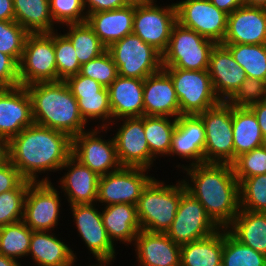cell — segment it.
I'll list each match as a JSON object with an SVG mask.
<instances>
[{
    "label": "cell",
    "instance_id": "cell-1",
    "mask_svg": "<svg viewBox=\"0 0 266 266\" xmlns=\"http://www.w3.org/2000/svg\"><path fill=\"white\" fill-rule=\"evenodd\" d=\"M9 161L32 182H51L49 172L59 171L72 155V138L36 123L8 141ZM47 175L39 179V175ZM39 174V175H38Z\"/></svg>",
    "mask_w": 266,
    "mask_h": 266
},
{
    "label": "cell",
    "instance_id": "cell-2",
    "mask_svg": "<svg viewBox=\"0 0 266 266\" xmlns=\"http://www.w3.org/2000/svg\"><path fill=\"white\" fill-rule=\"evenodd\" d=\"M181 171L186 174L182 181L187 192L219 228H227L240 210L239 182L232 164L204 162Z\"/></svg>",
    "mask_w": 266,
    "mask_h": 266
},
{
    "label": "cell",
    "instance_id": "cell-3",
    "mask_svg": "<svg viewBox=\"0 0 266 266\" xmlns=\"http://www.w3.org/2000/svg\"><path fill=\"white\" fill-rule=\"evenodd\" d=\"M32 104L34 123L68 134L87 131L78 102L64 80L25 86Z\"/></svg>",
    "mask_w": 266,
    "mask_h": 266
},
{
    "label": "cell",
    "instance_id": "cell-4",
    "mask_svg": "<svg viewBox=\"0 0 266 266\" xmlns=\"http://www.w3.org/2000/svg\"><path fill=\"white\" fill-rule=\"evenodd\" d=\"M166 184L155 177L143 189L136 204L141 230L166 233L170 228L181 199L187 191L182 180Z\"/></svg>",
    "mask_w": 266,
    "mask_h": 266
},
{
    "label": "cell",
    "instance_id": "cell-5",
    "mask_svg": "<svg viewBox=\"0 0 266 266\" xmlns=\"http://www.w3.org/2000/svg\"><path fill=\"white\" fill-rule=\"evenodd\" d=\"M215 42L176 22L166 51L162 54L163 68L208 70L209 56Z\"/></svg>",
    "mask_w": 266,
    "mask_h": 266
},
{
    "label": "cell",
    "instance_id": "cell-6",
    "mask_svg": "<svg viewBox=\"0 0 266 266\" xmlns=\"http://www.w3.org/2000/svg\"><path fill=\"white\" fill-rule=\"evenodd\" d=\"M171 77L180 105V115H199L221 101L208 70L163 68Z\"/></svg>",
    "mask_w": 266,
    "mask_h": 266
},
{
    "label": "cell",
    "instance_id": "cell-7",
    "mask_svg": "<svg viewBox=\"0 0 266 266\" xmlns=\"http://www.w3.org/2000/svg\"><path fill=\"white\" fill-rule=\"evenodd\" d=\"M107 50L118 68V75L123 77L144 80L163 68L162 54L134 33L115 41Z\"/></svg>",
    "mask_w": 266,
    "mask_h": 266
},
{
    "label": "cell",
    "instance_id": "cell-8",
    "mask_svg": "<svg viewBox=\"0 0 266 266\" xmlns=\"http://www.w3.org/2000/svg\"><path fill=\"white\" fill-rule=\"evenodd\" d=\"M57 81L54 31L30 33L19 62L20 86Z\"/></svg>",
    "mask_w": 266,
    "mask_h": 266
},
{
    "label": "cell",
    "instance_id": "cell-9",
    "mask_svg": "<svg viewBox=\"0 0 266 266\" xmlns=\"http://www.w3.org/2000/svg\"><path fill=\"white\" fill-rule=\"evenodd\" d=\"M68 206H70L69 210H71L78 237H81L83 244L89 250V255L92 254L96 259L95 262L100 265L113 264L118 252L107 235L99 205L92 203Z\"/></svg>",
    "mask_w": 266,
    "mask_h": 266
},
{
    "label": "cell",
    "instance_id": "cell-10",
    "mask_svg": "<svg viewBox=\"0 0 266 266\" xmlns=\"http://www.w3.org/2000/svg\"><path fill=\"white\" fill-rule=\"evenodd\" d=\"M198 116L205 128L204 162L232 163L234 161L232 105L221 101Z\"/></svg>",
    "mask_w": 266,
    "mask_h": 266
},
{
    "label": "cell",
    "instance_id": "cell-11",
    "mask_svg": "<svg viewBox=\"0 0 266 266\" xmlns=\"http://www.w3.org/2000/svg\"><path fill=\"white\" fill-rule=\"evenodd\" d=\"M91 127L72 138V155L98 176L119 170L122 166L117 157L115 141L113 137L105 139L108 128Z\"/></svg>",
    "mask_w": 266,
    "mask_h": 266
},
{
    "label": "cell",
    "instance_id": "cell-12",
    "mask_svg": "<svg viewBox=\"0 0 266 266\" xmlns=\"http://www.w3.org/2000/svg\"><path fill=\"white\" fill-rule=\"evenodd\" d=\"M150 174V169L146 168L121 167L100 176L96 203L103 207L123 203L136 205L143 189L154 178Z\"/></svg>",
    "mask_w": 266,
    "mask_h": 266
},
{
    "label": "cell",
    "instance_id": "cell-13",
    "mask_svg": "<svg viewBox=\"0 0 266 266\" xmlns=\"http://www.w3.org/2000/svg\"><path fill=\"white\" fill-rule=\"evenodd\" d=\"M56 186L52 182H32L29 185L22 221L32 231H54L58 228L62 198Z\"/></svg>",
    "mask_w": 266,
    "mask_h": 266
},
{
    "label": "cell",
    "instance_id": "cell-14",
    "mask_svg": "<svg viewBox=\"0 0 266 266\" xmlns=\"http://www.w3.org/2000/svg\"><path fill=\"white\" fill-rule=\"evenodd\" d=\"M113 125L118 127L113 139L120 165L122 167H140L152 170L156 160L151 156L145 137L144 115L112 121L107 127L109 132L112 131Z\"/></svg>",
    "mask_w": 266,
    "mask_h": 266
},
{
    "label": "cell",
    "instance_id": "cell-15",
    "mask_svg": "<svg viewBox=\"0 0 266 266\" xmlns=\"http://www.w3.org/2000/svg\"><path fill=\"white\" fill-rule=\"evenodd\" d=\"M176 22L175 2L167 6L161 4L135 6L132 33L163 54L168 47L171 31Z\"/></svg>",
    "mask_w": 266,
    "mask_h": 266
},
{
    "label": "cell",
    "instance_id": "cell-16",
    "mask_svg": "<svg viewBox=\"0 0 266 266\" xmlns=\"http://www.w3.org/2000/svg\"><path fill=\"white\" fill-rule=\"evenodd\" d=\"M220 228L207 215L204 206L187 191L181 196L167 236L177 245L204 239Z\"/></svg>",
    "mask_w": 266,
    "mask_h": 266
},
{
    "label": "cell",
    "instance_id": "cell-17",
    "mask_svg": "<svg viewBox=\"0 0 266 266\" xmlns=\"http://www.w3.org/2000/svg\"><path fill=\"white\" fill-rule=\"evenodd\" d=\"M175 4L178 23L216 44L223 42L227 32L228 14L209 0H177Z\"/></svg>",
    "mask_w": 266,
    "mask_h": 266
},
{
    "label": "cell",
    "instance_id": "cell-18",
    "mask_svg": "<svg viewBox=\"0 0 266 266\" xmlns=\"http://www.w3.org/2000/svg\"><path fill=\"white\" fill-rule=\"evenodd\" d=\"M206 136L202 119L198 115H180L172 136V145L168 157H179L187 163L176 165L184 169L192 165L204 163ZM188 160V161H187Z\"/></svg>",
    "mask_w": 266,
    "mask_h": 266
},
{
    "label": "cell",
    "instance_id": "cell-19",
    "mask_svg": "<svg viewBox=\"0 0 266 266\" xmlns=\"http://www.w3.org/2000/svg\"><path fill=\"white\" fill-rule=\"evenodd\" d=\"M33 123L31 98L26 87L0 88V137L9 141Z\"/></svg>",
    "mask_w": 266,
    "mask_h": 266
},
{
    "label": "cell",
    "instance_id": "cell-20",
    "mask_svg": "<svg viewBox=\"0 0 266 266\" xmlns=\"http://www.w3.org/2000/svg\"><path fill=\"white\" fill-rule=\"evenodd\" d=\"M63 170L67 172H63ZM63 176L57 181L60 192L64 193L69 205L92 204L97 202L99 177L73 155L60 168ZM60 184V185H59Z\"/></svg>",
    "mask_w": 266,
    "mask_h": 266
},
{
    "label": "cell",
    "instance_id": "cell-21",
    "mask_svg": "<svg viewBox=\"0 0 266 266\" xmlns=\"http://www.w3.org/2000/svg\"><path fill=\"white\" fill-rule=\"evenodd\" d=\"M221 44H266V9L243 5L230 13Z\"/></svg>",
    "mask_w": 266,
    "mask_h": 266
},
{
    "label": "cell",
    "instance_id": "cell-22",
    "mask_svg": "<svg viewBox=\"0 0 266 266\" xmlns=\"http://www.w3.org/2000/svg\"><path fill=\"white\" fill-rule=\"evenodd\" d=\"M208 73L217 97L227 102L247 78L243 68L221 43L215 44L209 56Z\"/></svg>",
    "mask_w": 266,
    "mask_h": 266
},
{
    "label": "cell",
    "instance_id": "cell-23",
    "mask_svg": "<svg viewBox=\"0 0 266 266\" xmlns=\"http://www.w3.org/2000/svg\"><path fill=\"white\" fill-rule=\"evenodd\" d=\"M144 115L178 118L180 105L173 81L162 68L144 79Z\"/></svg>",
    "mask_w": 266,
    "mask_h": 266
},
{
    "label": "cell",
    "instance_id": "cell-24",
    "mask_svg": "<svg viewBox=\"0 0 266 266\" xmlns=\"http://www.w3.org/2000/svg\"><path fill=\"white\" fill-rule=\"evenodd\" d=\"M133 246L138 266H180L181 246L166 233L140 230Z\"/></svg>",
    "mask_w": 266,
    "mask_h": 266
},
{
    "label": "cell",
    "instance_id": "cell-25",
    "mask_svg": "<svg viewBox=\"0 0 266 266\" xmlns=\"http://www.w3.org/2000/svg\"><path fill=\"white\" fill-rule=\"evenodd\" d=\"M55 234L52 231H32L28 257H32L35 266L76 265L77 253Z\"/></svg>",
    "mask_w": 266,
    "mask_h": 266
},
{
    "label": "cell",
    "instance_id": "cell-26",
    "mask_svg": "<svg viewBox=\"0 0 266 266\" xmlns=\"http://www.w3.org/2000/svg\"><path fill=\"white\" fill-rule=\"evenodd\" d=\"M107 89L112 121L144 115V80L118 75Z\"/></svg>",
    "mask_w": 266,
    "mask_h": 266
},
{
    "label": "cell",
    "instance_id": "cell-27",
    "mask_svg": "<svg viewBox=\"0 0 266 266\" xmlns=\"http://www.w3.org/2000/svg\"><path fill=\"white\" fill-rule=\"evenodd\" d=\"M101 215L107 235L115 246L118 241L125 246L133 245L141 230L136 205H107L101 207Z\"/></svg>",
    "mask_w": 266,
    "mask_h": 266
},
{
    "label": "cell",
    "instance_id": "cell-28",
    "mask_svg": "<svg viewBox=\"0 0 266 266\" xmlns=\"http://www.w3.org/2000/svg\"><path fill=\"white\" fill-rule=\"evenodd\" d=\"M135 6L91 13L86 22L92 27L100 41L108 48L115 41L132 33Z\"/></svg>",
    "mask_w": 266,
    "mask_h": 266
},
{
    "label": "cell",
    "instance_id": "cell-29",
    "mask_svg": "<svg viewBox=\"0 0 266 266\" xmlns=\"http://www.w3.org/2000/svg\"><path fill=\"white\" fill-rule=\"evenodd\" d=\"M234 160L239 155L266 144L259 123L249 107L232 106Z\"/></svg>",
    "mask_w": 266,
    "mask_h": 266
},
{
    "label": "cell",
    "instance_id": "cell-30",
    "mask_svg": "<svg viewBox=\"0 0 266 266\" xmlns=\"http://www.w3.org/2000/svg\"><path fill=\"white\" fill-rule=\"evenodd\" d=\"M227 230L242 244L266 255V212L240 209Z\"/></svg>",
    "mask_w": 266,
    "mask_h": 266
},
{
    "label": "cell",
    "instance_id": "cell-31",
    "mask_svg": "<svg viewBox=\"0 0 266 266\" xmlns=\"http://www.w3.org/2000/svg\"><path fill=\"white\" fill-rule=\"evenodd\" d=\"M223 228L197 241L181 245L180 266H222Z\"/></svg>",
    "mask_w": 266,
    "mask_h": 266
},
{
    "label": "cell",
    "instance_id": "cell-32",
    "mask_svg": "<svg viewBox=\"0 0 266 266\" xmlns=\"http://www.w3.org/2000/svg\"><path fill=\"white\" fill-rule=\"evenodd\" d=\"M13 4L15 21L29 33L58 31L50 12L49 0H13Z\"/></svg>",
    "mask_w": 266,
    "mask_h": 266
},
{
    "label": "cell",
    "instance_id": "cell-33",
    "mask_svg": "<svg viewBox=\"0 0 266 266\" xmlns=\"http://www.w3.org/2000/svg\"><path fill=\"white\" fill-rule=\"evenodd\" d=\"M176 125L177 118L144 115V133L151 156L155 160L168 157Z\"/></svg>",
    "mask_w": 266,
    "mask_h": 266
},
{
    "label": "cell",
    "instance_id": "cell-34",
    "mask_svg": "<svg viewBox=\"0 0 266 266\" xmlns=\"http://www.w3.org/2000/svg\"><path fill=\"white\" fill-rule=\"evenodd\" d=\"M63 34L71 41L80 65L104 53L107 48L87 22L65 25Z\"/></svg>",
    "mask_w": 266,
    "mask_h": 266
},
{
    "label": "cell",
    "instance_id": "cell-35",
    "mask_svg": "<svg viewBox=\"0 0 266 266\" xmlns=\"http://www.w3.org/2000/svg\"><path fill=\"white\" fill-rule=\"evenodd\" d=\"M234 60L243 68L247 77L266 82V44L224 45Z\"/></svg>",
    "mask_w": 266,
    "mask_h": 266
},
{
    "label": "cell",
    "instance_id": "cell-36",
    "mask_svg": "<svg viewBox=\"0 0 266 266\" xmlns=\"http://www.w3.org/2000/svg\"><path fill=\"white\" fill-rule=\"evenodd\" d=\"M32 230L23 222L0 227V254L19 261L28 257Z\"/></svg>",
    "mask_w": 266,
    "mask_h": 266
},
{
    "label": "cell",
    "instance_id": "cell-37",
    "mask_svg": "<svg viewBox=\"0 0 266 266\" xmlns=\"http://www.w3.org/2000/svg\"><path fill=\"white\" fill-rule=\"evenodd\" d=\"M73 96L78 102L80 115L88 125L93 120L95 123L98 122V126L96 125L95 127L107 128L111 124L112 110L109 103L108 89L106 87H103L96 94Z\"/></svg>",
    "mask_w": 266,
    "mask_h": 266
},
{
    "label": "cell",
    "instance_id": "cell-38",
    "mask_svg": "<svg viewBox=\"0 0 266 266\" xmlns=\"http://www.w3.org/2000/svg\"><path fill=\"white\" fill-rule=\"evenodd\" d=\"M222 266H266V255L242 244L223 228Z\"/></svg>",
    "mask_w": 266,
    "mask_h": 266
},
{
    "label": "cell",
    "instance_id": "cell-39",
    "mask_svg": "<svg viewBox=\"0 0 266 266\" xmlns=\"http://www.w3.org/2000/svg\"><path fill=\"white\" fill-rule=\"evenodd\" d=\"M31 183L24 179L15 189L0 193V227L23 220L25 197Z\"/></svg>",
    "mask_w": 266,
    "mask_h": 266
},
{
    "label": "cell",
    "instance_id": "cell-40",
    "mask_svg": "<svg viewBox=\"0 0 266 266\" xmlns=\"http://www.w3.org/2000/svg\"><path fill=\"white\" fill-rule=\"evenodd\" d=\"M240 209L266 212V174L239 181Z\"/></svg>",
    "mask_w": 266,
    "mask_h": 266
},
{
    "label": "cell",
    "instance_id": "cell-41",
    "mask_svg": "<svg viewBox=\"0 0 266 266\" xmlns=\"http://www.w3.org/2000/svg\"><path fill=\"white\" fill-rule=\"evenodd\" d=\"M54 51L57 66V81L80 72V63L71 41L61 33L54 31Z\"/></svg>",
    "mask_w": 266,
    "mask_h": 266
},
{
    "label": "cell",
    "instance_id": "cell-42",
    "mask_svg": "<svg viewBox=\"0 0 266 266\" xmlns=\"http://www.w3.org/2000/svg\"><path fill=\"white\" fill-rule=\"evenodd\" d=\"M29 34L15 20L0 21V52L11 56L19 64Z\"/></svg>",
    "mask_w": 266,
    "mask_h": 266
},
{
    "label": "cell",
    "instance_id": "cell-43",
    "mask_svg": "<svg viewBox=\"0 0 266 266\" xmlns=\"http://www.w3.org/2000/svg\"><path fill=\"white\" fill-rule=\"evenodd\" d=\"M80 75L90 77L108 88L110 84L118 77V68L108 50L81 65Z\"/></svg>",
    "mask_w": 266,
    "mask_h": 266
},
{
    "label": "cell",
    "instance_id": "cell-44",
    "mask_svg": "<svg viewBox=\"0 0 266 266\" xmlns=\"http://www.w3.org/2000/svg\"><path fill=\"white\" fill-rule=\"evenodd\" d=\"M231 164L238 182L241 179L266 174V145L239 155Z\"/></svg>",
    "mask_w": 266,
    "mask_h": 266
},
{
    "label": "cell",
    "instance_id": "cell-45",
    "mask_svg": "<svg viewBox=\"0 0 266 266\" xmlns=\"http://www.w3.org/2000/svg\"><path fill=\"white\" fill-rule=\"evenodd\" d=\"M49 3L53 21L60 28L87 20L83 0H49Z\"/></svg>",
    "mask_w": 266,
    "mask_h": 266
},
{
    "label": "cell",
    "instance_id": "cell-46",
    "mask_svg": "<svg viewBox=\"0 0 266 266\" xmlns=\"http://www.w3.org/2000/svg\"><path fill=\"white\" fill-rule=\"evenodd\" d=\"M266 101V82L247 77L227 101L233 107H250Z\"/></svg>",
    "mask_w": 266,
    "mask_h": 266
},
{
    "label": "cell",
    "instance_id": "cell-47",
    "mask_svg": "<svg viewBox=\"0 0 266 266\" xmlns=\"http://www.w3.org/2000/svg\"><path fill=\"white\" fill-rule=\"evenodd\" d=\"M20 86L19 64L9 55L0 52V88Z\"/></svg>",
    "mask_w": 266,
    "mask_h": 266
},
{
    "label": "cell",
    "instance_id": "cell-48",
    "mask_svg": "<svg viewBox=\"0 0 266 266\" xmlns=\"http://www.w3.org/2000/svg\"><path fill=\"white\" fill-rule=\"evenodd\" d=\"M65 83L73 95H90L99 92L103 86L90 77L75 74L66 78Z\"/></svg>",
    "mask_w": 266,
    "mask_h": 266
},
{
    "label": "cell",
    "instance_id": "cell-49",
    "mask_svg": "<svg viewBox=\"0 0 266 266\" xmlns=\"http://www.w3.org/2000/svg\"><path fill=\"white\" fill-rule=\"evenodd\" d=\"M23 180L18 169L9 160L0 166V193L15 189Z\"/></svg>",
    "mask_w": 266,
    "mask_h": 266
},
{
    "label": "cell",
    "instance_id": "cell-50",
    "mask_svg": "<svg viewBox=\"0 0 266 266\" xmlns=\"http://www.w3.org/2000/svg\"><path fill=\"white\" fill-rule=\"evenodd\" d=\"M87 16L91 13L121 9L126 6L124 0H83Z\"/></svg>",
    "mask_w": 266,
    "mask_h": 266
},
{
    "label": "cell",
    "instance_id": "cell-51",
    "mask_svg": "<svg viewBox=\"0 0 266 266\" xmlns=\"http://www.w3.org/2000/svg\"><path fill=\"white\" fill-rule=\"evenodd\" d=\"M257 118L261 133L266 140V101L254 104L249 107Z\"/></svg>",
    "mask_w": 266,
    "mask_h": 266
},
{
    "label": "cell",
    "instance_id": "cell-52",
    "mask_svg": "<svg viewBox=\"0 0 266 266\" xmlns=\"http://www.w3.org/2000/svg\"><path fill=\"white\" fill-rule=\"evenodd\" d=\"M213 5H215L218 9L225 12L226 14H230L234 12L237 8L244 5L243 0H209Z\"/></svg>",
    "mask_w": 266,
    "mask_h": 266
},
{
    "label": "cell",
    "instance_id": "cell-53",
    "mask_svg": "<svg viewBox=\"0 0 266 266\" xmlns=\"http://www.w3.org/2000/svg\"><path fill=\"white\" fill-rule=\"evenodd\" d=\"M15 20L13 0H0V21Z\"/></svg>",
    "mask_w": 266,
    "mask_h": 266
},
{
    "label": "cell",
    "instance_id": "cell-54",
    "mask_svg": "<svg viewBox=\"0 0 266 266\" xmlns=\"http://www.w3.org/2000/svg\"><path fill=\"white\" fill-rule=\"evenodd\" d=\"M9 160L8 140L0 137V166Z\"/></svg>",
    "mask_w": 266,
    "mask_h": 266
},
{
    "label": "cell",
    "instance_id": "cell-55",
    "mask_svg": "<svg viewBox=\"0 0 266 266\" xmlns=\"http://www.w3.org/2000/svg\"><path fill=\"white\" fill-rule=\"evenodd\" d=\"M0 266H22L21 261L0 254Z\"/></svg>",
    "mask_w": 266,
    "mask_h": 266
},
{
    "label": "cell",
    "instance_id": "cell-56",
    "mask_svg": "<svg viewBox=\"0 0 266 266\" xmlns=\"http://www.w3.org/2000/svg\"><path fill=\"white\" fill-rule=\"evenodd\" d=\"M128 6H143L156 4L157 0H124Z\"/></svg>",
    "mask_w": 266,
    "mask_h": 266
},
{
    "label": "cell",
    "instance_id": "cell-57",
    "mask_svg": "<svg viewBox=\"0 0 266 266\" xmlns=\"http://www.w3.org/2000/svg\"><path fill=\"white\" fill-rule=\"evenodd\" d=\"M245 6L266 9V0H243Z\"/></svg>",
    "mask_w": 266,
    "mask_h": 266
},
{
    "label": "cell",
    "instance_id": "cell-58",
    "mask_svg": "<svg viewBox=\"0 0 266 266\" xmlns=\"http://www.w3.org/2000/svg\"><path fill=\"white\" fill-rule=\"evenodd\" d=\"M75 266H76V265H75ZM87 266H103V265H100V264H98V263H97V264H96V263H93V264L91 263L90 265H87Z\"/></svg>",
    "mask_w": 266,
    "mask_h": 266
}]
</instances>
